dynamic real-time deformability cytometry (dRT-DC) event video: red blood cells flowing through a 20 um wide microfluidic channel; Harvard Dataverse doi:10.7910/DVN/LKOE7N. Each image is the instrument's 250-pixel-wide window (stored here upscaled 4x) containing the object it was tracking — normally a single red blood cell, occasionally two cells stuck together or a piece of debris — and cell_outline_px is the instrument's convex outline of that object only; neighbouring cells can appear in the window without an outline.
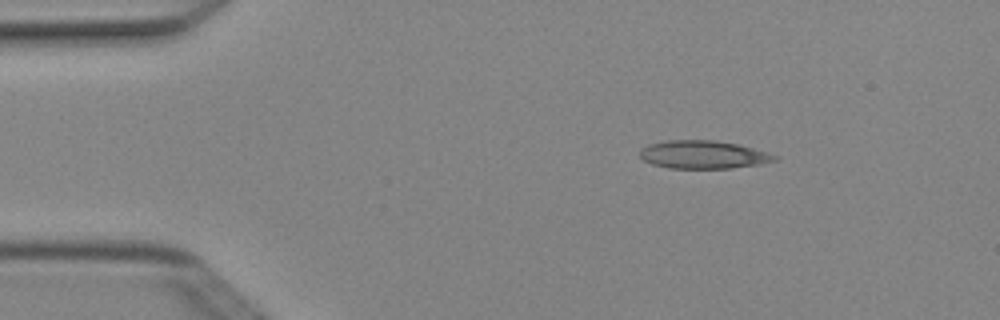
{"species": "Egyptian fruit bat (a non-hibernating species)", "species_latin": "Rousettus aegyptiacus", "temperature_condition": "cold", "stored_images_in_passage": 2, "camera_frame_rate_fps": 3000, "um_per_image_px": 0.085, "animal": {"sex": "female"}, "frame": {"image": 1, "passage_image": 1, "time_ms": 0.0, "image_size_px": [1000, 320], "cell_outline_px": [[780, 156], [776, 160], [760, 164], [732, 168], [668, 168], [652, 164], [644, 160], [640, 156], [640, 148], [648, 144], [668, 140], [716, 140], [736, 144], [768, 152]], "centroid_in_image_um": [59.77, 13.14], "position_along_channel_um": 25.2, "area_um2": 22.08}}